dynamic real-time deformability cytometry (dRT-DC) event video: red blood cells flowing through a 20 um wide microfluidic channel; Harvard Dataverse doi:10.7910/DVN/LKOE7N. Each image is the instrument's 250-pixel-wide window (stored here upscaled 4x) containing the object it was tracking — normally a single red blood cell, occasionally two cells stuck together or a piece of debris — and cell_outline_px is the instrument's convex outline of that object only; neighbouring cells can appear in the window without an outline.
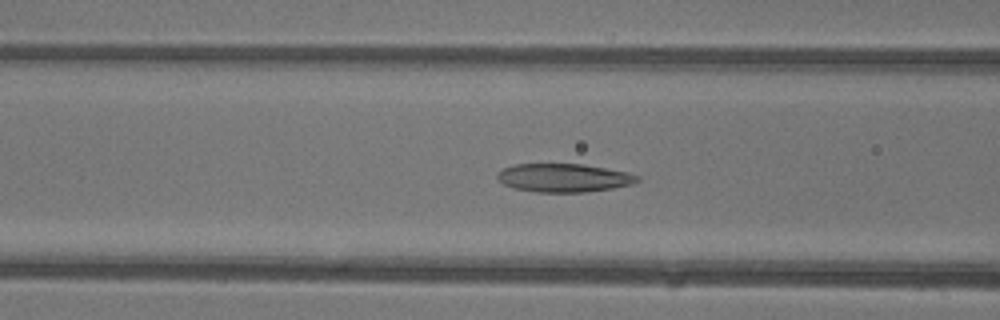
{"species": "common noctule bat (a hibernating species)", "species_latin": "Nyctalus noctula", "temperature_condition": "warm", "stored_images_in_passage": 35, "camera_frame_rate_fps": 3000, "um_per_image_px": 0.085, "animal": {"sex": "female"}, "frame": {"image": 1, "passage_image": 9, "time_ms": 2.667, "image_size_px": [1000, 320], "cell_outline_px": [[640, 180], [632, 184], [612, 188], [584, 192], [536, 192], [512, 188], [504, 184], [496, 176], [496, 172], [504, 168], [516, 164], [584, 164], [628, 172], [640, 176]], "centroid_in_image_um": [47.92, 15.11], "position_along_channel_um": 118.7, "area_um2": 23.24}}
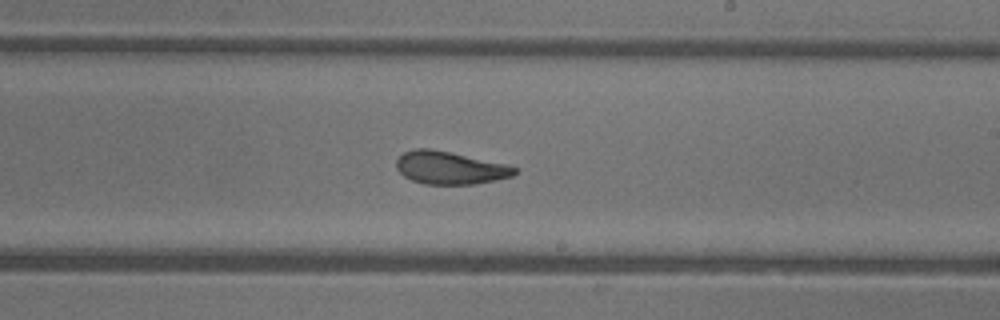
{"frame": {"image": 2, "passage_image": 18, "time_ms": 5.667, "image_size_px": [1000, 320], "cell_outline_px": [[520, 168], [512, 176], [496, 180], [476, 184], [424, 184], [412, 180], [404, 176], [396, 168], [396, 160], [404, 152], [416, 148], [432, 148], [512, 164]], "centroid_in_image_um": [38.31, 14.25], "position_along_channel_um": 250.7, "area_um2": 23.06}}
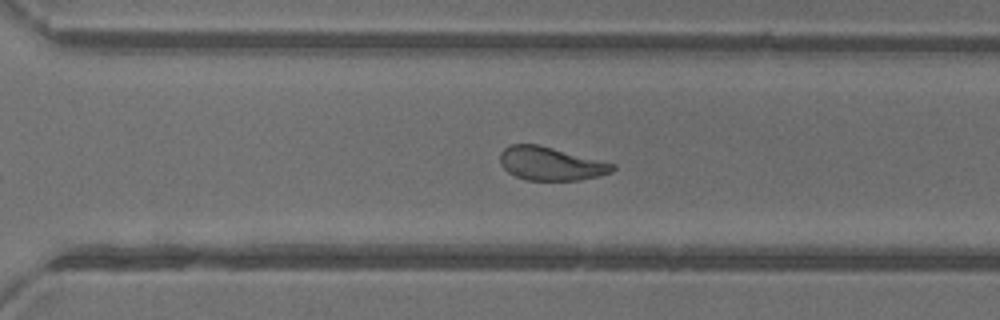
{"frame": {"image": 3, "passage_image": 23, "time_ms": 7.333, "image_size_px": [1000, 320], "cell_outline_px": [[616, 168], [612, 172], [580, 180], [524, 180], [508, 172], [500, 164], [500, 152], [504, 148], [512, 144], [540, 144], [616, 164]], "centroid_in_image_um": [46.81, 13.9], "position_along_channel_um": 323.8, "area_um2": 22.02}, "authors_computed_cell_mechanics": {"area_um2": 22.542, "velocity_mm_per_s": 4.398, "shape_relaxation_time_tau1_ms": 5.9718, "shape_relaxation_time_tau2_ms": 1.4293, "deformation_change_tau1": 0.1823, "deformation_change_tau2": 0.0805}}